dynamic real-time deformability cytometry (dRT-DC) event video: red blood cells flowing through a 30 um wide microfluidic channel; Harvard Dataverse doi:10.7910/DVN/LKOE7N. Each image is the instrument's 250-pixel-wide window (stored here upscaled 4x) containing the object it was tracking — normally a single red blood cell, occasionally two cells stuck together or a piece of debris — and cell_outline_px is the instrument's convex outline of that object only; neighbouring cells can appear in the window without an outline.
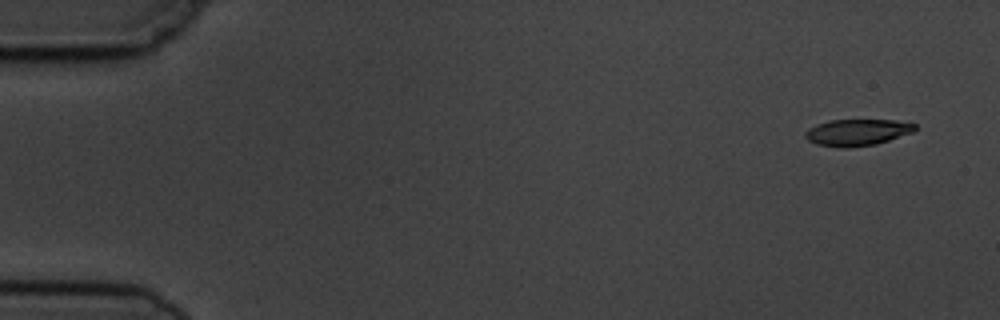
{"species": "common noctule bat (a hibernating species)", "species_latin": "Nyctalus noctula", "temperature_condition": "cold", "stored_images_in_passage": 5, "camera_frame_rate_fps": 3000, "um_per_image_px": 0.085, "animal": {"sex": "male", "body_mass_g": 19.5, "forearm_length_mm": 54.6}, "frame": {"image": 1, "passage_image": 1, "time_ms": 0.0, "image_size_px": [1000, 320], "cell_outline_px": [[916, 128], [912, 132], [876, 144], [848, 148], [840, 148], [816, 144], [808, 140], [804, 136], [804, 132], [808, 128], [816, 124], [828, 120], [896, 120], [916, 124]], "centroid_in_image_um": [72.81, 11.25], "position_along_channel_um": 12.2, "area_um2": 17.05}}